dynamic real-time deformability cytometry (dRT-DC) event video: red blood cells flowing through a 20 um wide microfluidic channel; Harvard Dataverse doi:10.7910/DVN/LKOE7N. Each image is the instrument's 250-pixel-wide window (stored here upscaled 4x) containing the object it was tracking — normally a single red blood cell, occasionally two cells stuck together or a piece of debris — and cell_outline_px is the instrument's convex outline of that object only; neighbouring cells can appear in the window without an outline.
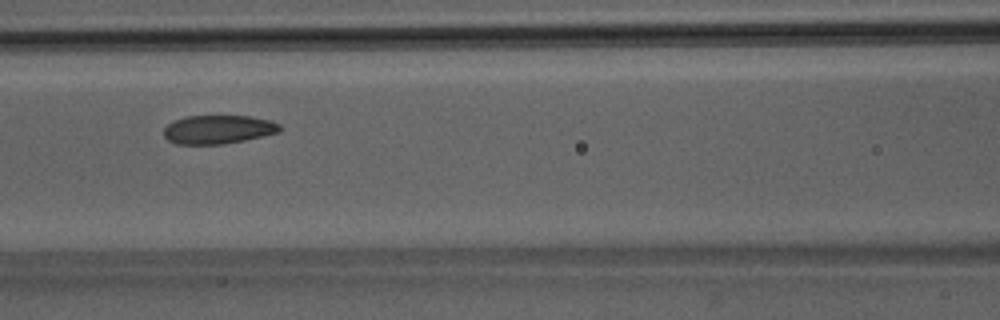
{"species": "Egyptian fruit bat (a non-hibernating species)", "species_latin": "Rousettus aegyptiacus", "temperature_condition": "room temperature", "stored_images_in_passage": 7, "camera_frame_rate_fps": 3000, "um_per_image_px": 0.085, "animal": {"sex": "male"}, "frame": {"image": 1, "passage_image": 5, "time_ms": 4.333, "image_size_px": [1000, 320], "cell_outline_px": [[284, 128], [280, 132], [264, 136], [224, 144], [176, 144], [168, 140], [164, 136], [164, 128], [168, 124], [176, 120], [188, 116], [248, 116], [272, 120], [280, 124]], "centroid_in_image_um": [18.6, 11.01], "position_along_channel_um": 148.0, "area_um2": 19.48}}